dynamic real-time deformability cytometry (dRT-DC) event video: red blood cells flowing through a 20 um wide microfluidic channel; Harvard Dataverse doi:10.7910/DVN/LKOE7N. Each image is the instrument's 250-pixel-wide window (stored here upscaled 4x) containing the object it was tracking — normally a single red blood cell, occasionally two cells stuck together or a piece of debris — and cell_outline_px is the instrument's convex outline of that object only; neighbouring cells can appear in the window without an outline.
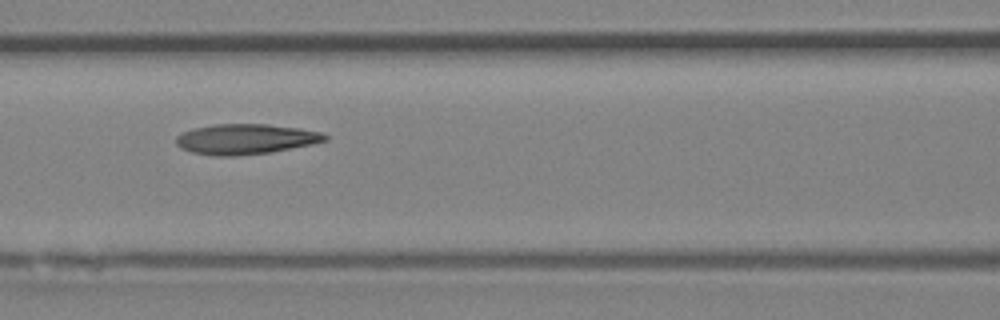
{"species": "Egyptian fruit bat (a non-hibernating species)", "species_latin": "Rousettus aegyptiacus", "temperature_condition": "room temperature", "stored_images_in_passage": 3, "camera_frame_rate_fps": 3000, "um_per_image_px": 0.085, "animal": {"sex": "female"}, "frame": {"image": 1, "passage_image": 3, "time_ms": 0.667, "image_size_px": [1000, 320], "cell_outline_px": [[328, 140], [312, 144], [272, 152], [236, 156], [216, 156], [192, 152], [180, 148], [176, 144], [176, 136], [192, 128], [216, 124], [268, 124], [300, 128], [320, 132], [328, 136]], "centroid_in_image_um": [20.87, 11.82], "position_along_channel_um": 145.7, "area_um2": 26.36}}